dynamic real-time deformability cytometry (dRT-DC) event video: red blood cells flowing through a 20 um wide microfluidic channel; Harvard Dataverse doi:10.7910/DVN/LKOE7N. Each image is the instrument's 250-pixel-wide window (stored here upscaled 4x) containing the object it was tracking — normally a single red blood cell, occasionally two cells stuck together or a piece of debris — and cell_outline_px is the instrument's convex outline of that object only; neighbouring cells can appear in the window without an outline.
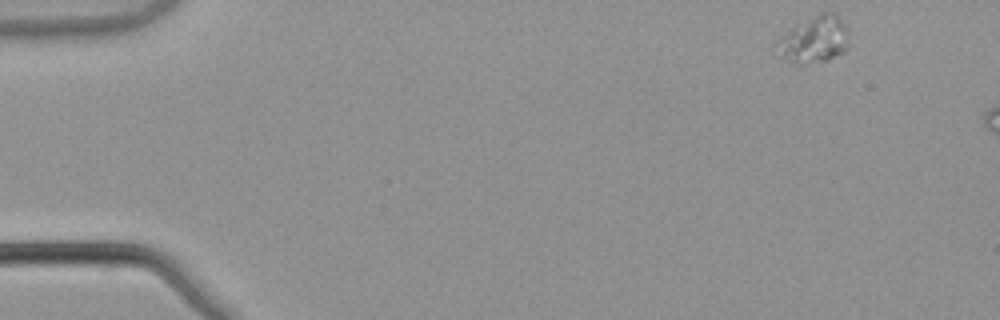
{"species": "common noctule bat (a hibernating species)", "species_latin": "Nyctalus noctula", "temperature_condition": "warm", "stored_images_in_passage": 5, "camera_frame_rate_fps": 3000, "um_per_image_px": 0.085, "animal": {"sex": "male", "body_mass_g": 21.5, "forearm_length_mm": 52.0}, "frame": {"image": 1, "passage_image": 1, "time_ms": 0.0, "image_size_px": [1000, 320], "cell_outline_px": [[848, 48], [844, 52], [828, 60], [804, 64], [792, 64], [780, 56], [776, 40], [792, 28], [820, 12], [836, 12], [844, 24]], "centroid_in_image_um": [69.2, 3.38], "position_along_channel_um": 15.8, "area_um2": 19.36}}